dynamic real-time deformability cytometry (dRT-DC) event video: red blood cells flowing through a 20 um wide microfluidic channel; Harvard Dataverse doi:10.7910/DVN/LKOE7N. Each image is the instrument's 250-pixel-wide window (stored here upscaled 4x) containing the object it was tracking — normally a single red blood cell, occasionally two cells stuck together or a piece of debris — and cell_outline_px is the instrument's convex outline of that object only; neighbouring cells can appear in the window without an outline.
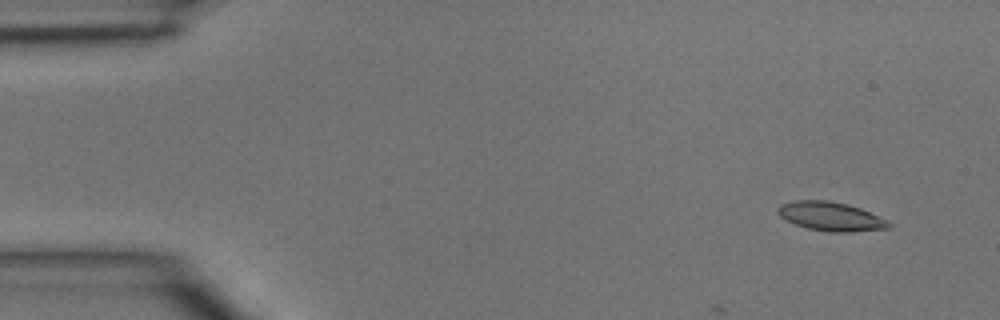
{"species": "common noctule bat (a hibernating species)", "species_latin": "Nyctalus noctula", "temperature_condition": "room temperature", "stored_images_in_passage": 6, "camera_frame_rate_fps": 3000, "um_per_image_px": 0.085, "animal": {"sex": "male", "body_mass_g": 15.6}, "frame": {"image": 1, "passage_image": 3, "time_ms": 0.667, "image_size_px": [1000, 320], "cell_outline_px": [[892, 228], [852, 232], [832, 232], [808, 228], [796, 224], [780, 216], [776, 212], [776, 208], [780, 204], [796, 200], [828, 200], [848, 204], [860, 208], [888, 220], [892, 224]], "centroid_in_image_um": [70.64, 18.39], "position_along_channel_um": 14.4, "area_um2": 18.79}}